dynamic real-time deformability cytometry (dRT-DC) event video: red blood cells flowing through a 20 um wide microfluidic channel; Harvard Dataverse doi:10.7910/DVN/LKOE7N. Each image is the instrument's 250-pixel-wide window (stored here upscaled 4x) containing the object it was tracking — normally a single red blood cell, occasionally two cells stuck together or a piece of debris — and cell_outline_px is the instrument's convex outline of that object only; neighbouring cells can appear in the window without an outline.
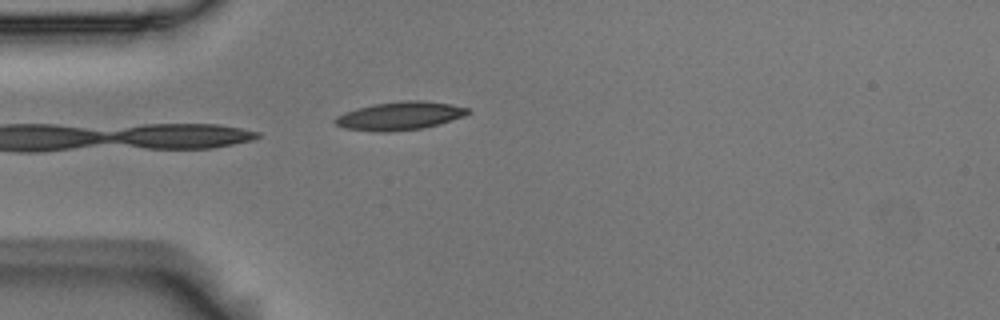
{"species": "Egyptian fruit bat (a non-hibernating species)", "species_latin": "Rousettus aegyptiacus", "temperature_condition": "room temperature", "stored_images_in_passage": 2, "camera_frame_rate_fps": 3000, "um_per_image_px": 0.085, "animal": {"sex": "male"}, "frame": {"image": 1, "passage_image": 2, "time_ms": 0.333, "image_size_px": [1000, 320], "cell_outline_px": [[472, 112], [464, 116], [440, 124], [424, 128], [388, 132], [380, 132], [344, 128], [336, 124], [332, 120], [336, 116], [344, 112], [356, 108], [372, 104], [408, 100], [420, 100], [452, 104], [468, 108]], "centroid_in_image_um": [33.98, 9.85], "position_along_channel_um": 51.0, "area_um2": 22.02}}